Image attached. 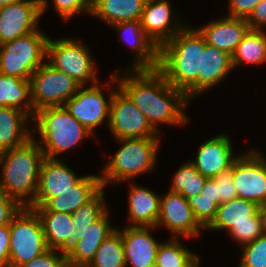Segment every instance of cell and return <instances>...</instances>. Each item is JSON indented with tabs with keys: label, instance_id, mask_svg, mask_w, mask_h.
Instances as JSON below:
<instances>
[{
	"label": "cell",
	"instance_id": "1",
	"mask_svg": "<svg viewBox=\"0 0 266 267\" xmlns=\"http://www.w3.org/2000/svg\"><path fill=\"white\" fill-rule=\"evenodd\" d=\"M111 80L119 83L117 87L129 97L157 132L159 123L185 125L189 121L183 110L189 99L183 91L171 86L157 69L130 68V71L125 70L122 78L118 72L112 74Z\"/></svg>",
	"mask_w": 266,
	"mask_h": 267
},
{
	"label": "cell",
	"instance_id": "2",
	"mask_svg": "<svg viewBox=\"0 0 266 267\" xmlns=\"http://www.w3.org/2000/svg\"><path fill=\"white\" fill-rule=\"evenodd\" d=\"M206 41L199 30L186 25L159 47L157 70L188 99L198 95V71Z\"/></svg>",
	"mask_w": 266,
	"mask_h": 267
},
{
	"label": "cell",
	"instance_id": "3",
	"mask_svg": "<svg viewBox=\"0 0 266 267\" xmlns=\"http://www.w3.org/2000/svg\"><path fill=\"white\" fill-rule=\"evenodd\" d=\"M44 158L38 142L33 137L22 146L0 153V164L3 166L0 190L21 207H30L37 195Z\"/></svg>",
	"mask_w": 266,
	"mask_h": 267
},
{
	"label": "cell",
	"instance_id": "4",
	"mask_svg": "<svg viewBox=\"0 0 266 267\" xmlns=\"http://www.w3.org/2000/svg\"><path fill=\"white\" fill-rule=\"evenodd\" d=\"M31 120L37 121L35 126L42 141L38 144L44 157L49 159H56L55 157L59 153L71 149L82 139L92 135L70 114L65 106H49L38 109Z\"/></svg>",
	"mask_w": 266,
	"mask_h": 267
},
{
	"label": "cell",
	"instance_id": "5",
	"mask_svg": "<svg viewBox=\"0 0 266 267\" xmlns=\"http://www.w3.org/2000/svg\"><path fill=\"white\" fill-rule=\"evenodd\" d=\"M117 140L123 144L103 168L104 174L100 176L103 188L110 182L128 181L144 172H150L155 165L160 138Z\"/></svg>",
	"mask_w": 266,
	"mask_h": 267
},
{
	"label": "cell",
	"instance_id": "6",
	"mask_svg": "<svg viewBox=\"0 0 266 267\" xmlns=\"http://www.w3.org/2000/svg\"><path fill=\"white\" fill-rule=\"evenodd\" d=\"M224 228L242 246L253 242L265 233L262 207L238 197L220 204L214 220L206 229Z\"/></svg>",
	"mask_w": 266,
	"mask_h": 267
},
{
	"label": "cell",
	"instance_id": "7",
	"mask_svg": "<svg viewBox=\"0 0 266 267\" xmlns=\"http://www.w3.org/2000/svg\"><path fill=\"white\" fill-rule=\"evenodd\" d=\"M49 37L39 29L0 45V73L30 80L47 58Z\"/></svg>",
	"mask_w": 266,
	"mask_h": 267
},
{
	"label": "cell",
	"instance_id": "8",
	"mask_svg": "<svg viewBox=\"0 0 266 267\" xmlns=\"http://www.w3.org/2000/svg\"><path fill=\"white\" fill-rule=\"evenodd\" d=\"M10 267H20L48 250L41 219L30 207H21L9 224Z\"/></svg>",
	"mask_w": 266,
	"mask_h": 267
},
{
	"label": "cell",
	"instance_id": "9",
	"mask_svg": "<svg viewBox=\"0 0 266 267\" xmlns=\"http://www.w3.org/2000/svg\"><path fill=\"white\" fill-rule=\"evenodd\" d=\"M82 42L69 38L48 39L47 62L56 70L72 77L80 86L91 80L96 84L98 79L91 54Z\"/></svg>",
	"mask_w": 266,
	"mask_h": 267
},
{
	"label": "cell",
	"instance_id": "10",
	"mask_svg": "<svg viewBox=\"0 0 266 267\" xmlns=\"http://www.w3.org/2000/svg\"><path fill=\"white\" fill-rule=\"evenodd\" d=\"M31 101L34 111L49 106H64L77 92L80 85L48 62L30 77Z\"/></svg>",
	"mask_w": 266,
	"mask_h": 267
},
{
	"label": "cell",
	"instance_id": "11",
	"mask_svg": "<svg viewBox=\"0 0 266 267\" xmlns=\"http://www.w3.org/2000/svg\"><path fill=\"white\" fill-rule=\"evenodd\" d=\"M233 181L238 198L266 205V158L252 151L233 161Z\"/></svg>",
	"mask_w": 266,
	"mask_h": 267
},
{
	"label": "cell",
	"instance_id": "12",
	"mask_svg": "<svg viewBox=\"0 0 266 267\" xmlns=\"http://www.w3.org/2000/svg\"><path fill=\"white\" fill-rule=\"evenodd\" d=\"M112 96L110 105L109 129L115 139L159 138L157 132L148 122L129 97L118 87Z\"/></svg>",
	"mask_w": 266,
	"mask_h": 267
},
{
	"label": "cell",
	"instance_id": "13",
	"mask_svg": "<svg viewBox=\"0 0 266 267\" xmlns=\"http://www.w3.org/2000/svg\"><path fill=\"white\" fill-rule=\"evenodd\" d=\"M47 0H20L0 7V45L37 31Z\"/></svg>",
	"mask_w": 266,
	"mask_h": 267
},
{
	"label": "cell",
	"instance_id": "14",
	"mask_svg": "<svg viewBox=\"0 0 266 267\" xmlns=\"http://www.w3.org/2000/svg\"><path fill=\"white\" fill-rule=\"evenodd\" d=\"M83 87L80 86L76 94L64 106L77 121L94 134V128L105 118L109 123L110 105L116 89L114 91L111 89L106 100L98 82L84 89Z\"/></svg>",
	"mask_w": 266,
	"mask_h": 267
},
{
	"label": "cell",
	"instance_id": "15",
	"mask_svg": "<svg viewBox=\"0 0 266 267\" xmlns=\"http://www.w3.org/2000/svg\"><path fill=\"white\" fill-rule=\"evenodd\" d=\"M160 225L163 227L165 225L174 234L173 238L199 236L201 229H204L196 220L188 200L182 194L171 191L161 196L160 215L156 228Z\"/></svg>",
	"mask_w": 266,
	"mask_h": 267
},
{
	"label": "cell",
	"instance_id": "16",
	"mask_svg": "<svg viewBox=\"0 0 266 267\" xmlns=\"http://www.w3.org/2000/svg\"><path fill=\"white\" fill-rule=\"evenodd\" d=\"M172 13L168 0H147L145 3L140 23L145 34L158 48L184 27L181 23L174 22L176 20Z\"/></svg>",
	"mask_w": 266,
	"mask_h": 267
},
{
	"label": "cell",
	"instance_id": "17",
	"mask_svg": "<svg viewBox=\"0 0 266 267\" xmlns=\"http://www.w3.org/2000/svg\"><path fill=\"white\" fill-rule=\"evenodd\" d=\"M152 226H126L121 232L126 267H155L161 243L150 234Z\"/></svg>",
	"mask_w": 266,
	"mask_h": 267
},
{
	"label": "cell",
	"instance_id": "18",
	"mask_svg": "<svg viewBox=\"0 0 266 267\" xmlns=\"http://www.w3.org/2000/svg\"><path fill=\"white\" fill-rule=\"evenodd\" d=\"M83 176H76L66 164L59 159L44 158L37 188L35 202L31 206H43L51 197L70 190Z\"/></svg>",
	"mask_w": 266,
	"mask_h": 267
},
{
	"label": "cell",
	"instance_id": "19",
	"mask_svg": "<svg viewBox=\"0 0 266 267\" xmlns=\"http://www.w3.org/2000/svg\"><path fill=\"white\" fill-rule=\"evenodd\" d=\"M227 135H217L200 145L196 159L191 161L196 170L206 178H213L231 168L234 156Z\"/></svg>",
	"mask_w": 266,
	"mask_h": 267
},
{
	"label": "cell",
	"instance_id": "20",
	"mask_svg": "<svg viewBox=\"0 0 266 267\" xmlns=\"http://www.w3.org/2000/svg\"><path fill=\"white\" fill-rule=\"evenodd\" d=\"M39 215L48 249H55L68 257L76 248L79 235L73 231L74 223L69 213L36 211Z\"/></svg>",
	"mask_w": 266,
	"mask_h": 267
},
{
	"label": "cell",
	"instance_id": "21",
	"mask_svg": "<svg viewBox=\"0 0 266 267\" xmlns=\"http://www.w3.org/2000/svg\"><path fill=\"white\" fill-rule=\"evenodd\" d=\"M103 188L98 175H86L70 190L51 197L43 206H30L35 211H53L72 214L90 201Z\"/></svg>",
	"mask_w": 266,
	"mask_h": 267
},
{
	"label": "cell",
	"instance_id": "22",
	"mask_svg": "<svg viewBox=\"0 0 266 267\" xmlns=\"http://www.w3.org/2000/svg\"><path fill=\"white\" fill-rule=\"evenodd\" d=\"M109 211L107 210L98 220L86 228H77L79 239L76 248L67 257L69 267H77L89 264L101 243L117 228L112 227L109 222Z\"/></svg>",
	"mask_w": 266,
	"mask_h": 267
},
{
	"label": "cell",
	"instance_id": "23",
	"mask_svg": "<svg viewBox=\"0 0 266 267\" xmlns=\"http://www.w3.org/2000/svg\"><path fill=\"white\" fill-rule=\"evenodd\" d=\"M197 29L207 44L232 56L249 26L246 19L227 16Z\"/></svg>",
	"mask_w": 266,
	"mask_h": 267
},
{
	"label": "cell",
	"instance_id": "24",
	"mask_svg": "<svg viewBox=\"0 0 266 267\" xmlns=\"http://www.w3.org/2000/svg\"><path fill=\"white\" fill-rule=\"evenodd\" d=\"M112 27L116 28L119 33H122L125 42L128 41L127 43L134 49L133 52L137 55L131 66L132 69H157L159 48L145 34L140 20L123 21L113 24Z\"/></svg>",
	"mask_w": 266,
	"mask_h": 267
},
{
	"label": "cell",
	"instance_id": "25",
	"mask_svg": "<svg viewBox=\"0 0 266 267\" xmlns=\"http://www.w3.org/2000/svg\"><path fill=\"white\" fill-rule=\"evenodd\" d=\"M231 70L232 56L206 43L204 51H201L198 95L220 83Z\"/></svg>",
	"mask_w": 266,
	"mask_h": 267
},
{
	"label": "cell",
	"instance_id": "26",
	"mask_svg": "<svg viewBox=\"0 0 266 267\" xmlns=\"http://www.w3.org/2000/svg\"><path fill=\"white\" fill-rule=\"evenodd\" d=\"M129 220L131 226H152L156 227L159 215L161 197L151 190L131 185L129 190Z\"/></svg>",
	"mask_w": 266,
	"mask_h": 267
},
{
	"label": "cell",
	"instance_id": "27",
	"mask_svg": "<svg viewBox=\"0 0 266 267\" xmlns=\"http://www.w3.org/2000/svg\"><path fill=\"white\" fill-rule=\"evenodd\" d=\"M28 115L13 107H0V153L17 148L31 139L36 131L24 128Z\"/></svg>",
	"mask_w": 266,
	"mask_h": 267
},
{
	"label": "cell",
	"instance_id": "28",
	"mask_svg": "<svg viewBox=\"0 0 266 267\" xmlns=\"http://www.w3.org/2000/svg\"><path fill=\"white\" fill-rule=\"evenodd\" d=\"M147 0H92L91 15L113 25L140 20Z\"/></svg>",
	"mask_w": 266,
	"mask_h": 267
},
{
	"label": "cell",
	"instance_id": "29",
	"mask_svg": "<svg viewBox=\"0 0 266 267\" xmlns=\"http://www.w3.org/2000/svg\"><path fill=\"white\" fill-rule=\"evenodd\" d=\"M0 107L19 109L33 119L35 111L31 101L30 81L0 73Z\"/></svg>",
	"mask_w": 266,
	"mask_h": 267
},
{
	"label": "cell",
	"instance_id": "30",
	"mask_svg": "<svg viewBox=\"0 0 266 267\" xmlns=\"http://www.w3.org/2000/svg\"><path fill=\"white\" fill-rule=\"evenodd\" d=\"M266 62V34L263 30L249 29L232 55V66L262 64Z\"/></svg>",
	"mask_w": 266,
	"mask_h": 267
},
{
	"label": "cell",
	"instance_id": "31",
	"mask_svg": "<svg viewBox=\"0 0 266 267\" xmlns=\"http://www.w3.org/2000/svg\"><path fill=\"white\" fill-rule=\"evenodd\" d=\"M89 264L93 267H126L122 235L119 229H116L101 243Z\"/></svg>",
	"mask_w": 266,
	"mask_h": 267
},
{
	"label": "cell",
	"instance_id": "32",
	"mask_svg": "<svg viewBox=\"0 0 266 267\" xmlns=\"http://www.w3.org/2000/svg\"><path fill=\"white\" fill-rule=\"evenodd\" d=\"M207 179L208 178L199 173L195 166L189 161L183 163L179 167L173 177V183L169 191L178 192L187 199L200 194Z\"/></svg>",
	"mask_w": 266,
	"mask_h": 267
},
{
	"label": "cell",
	"instance_id": "33",
	"mask_svg": "<svg viewBox=\"0 0 266 267\" xmlns=\"http://www.w3.org/2000/svg\"><path fill=\"white\" fill-rule=\"evenodd\" d=\"M195 253L186 249L178 238L161 242L155 259V267H182Z\"/></svg>",
	"mask_w": 266,
	"mask_h": 267
},
{
	"label": "cell",
	"instance_id": "34",
	"mask_svg": "<svg viewBox=\"0 0 266 267\" xmlns=\"http://www.w3.org/2000/svg\"><path fill=\"white\" fill-rule=\"evenodd\" d=\"M104 188H102L90 201L81 205L75 212L71 214L74 223L73 231L78 235L77 228H86L96 220H98L106 211V203H104Z\"/></svg>",
	"mask_w": 266,
	"mask_h": 267
},
{
	"label": "cell",
	"instance_id": "35",
	"mask_svg": "<svg viewBox=\"0 0 266 267\" xmlns=\"http://www.w3.org/2000/svg\"><path fill=\"white\" fill-rule=\"evenodd\" d=\"M242 248L239 267H266V232Z\"/></svg>",
	"mask_w": 266,
	"mask_h": 267
},
{
	"label": "cell",
	"instance_id": "36",
	"mask_svg": "<svg viewBox=\"0 0 266 267\" xmlns=\"http://www.w3.org/2000/svg\"><path fill=\"white\" fill-rule=\"evenodd\" d=\"M187 200L196 220L206 229L214 220L218 206L212 199L201 198L200 194L191 196Z\"/></svg>",
	"mask_w": 266,
	"mask_h": 267
},
{
	"label": "cell",
	"instance_id": "37",
	"mask_svg": "<svg viewBox=\"0 0 266 267\" xmlns=\"http://www.w3.org/2000/svg\"><path fill=\"white\" fill-rule=\"evenodd\" d=\"M217 184L219 205L238 197L233 181V162L231 168L212 178Z\"/></svg>",
	"mask_w": 266,
	"mask_h": 267
},
{
	"label": "cell",
	"instance_id": "38",
	"mask_svg": "<svg viewBox=\"0 0 266 267\" xmlns=\"http://www.w3.org/2000/svg\"><path fill=\"white\" fill-rule=\"evenodd\" d=\"M53 4L59 16L68 21L76 13L85 12L91 14L92 0H53Z\"/></svg>",
	"mask_w": 266,
	"mask_h": 267
},
{
	"label": "cell",
	"instance_id": "39",
	"mask_svg": "<svg viewBox=\"0 0 266 267\" xmlns=\"http://www.w3.org/2000/svg\"><path fill=\"white\" fill-rule=\"evenodd\" d=\"M55 249H48L40 256L31 259L20 267H69L67 257L56 253Z\"/></svg>",
	"mask_w": 266,
	"mask_h": 267
},
{
	"label": "cell",
	"instance_id": "40",
	"mask_svg": "<svg viewBox=\"0 0 266 267\" xmlns=\"http://www.w3.org/2000/svg\"><path fill=\"white\" fill-rule=\"evenodd\" d=\"M21 206L11 197L0 190V227L9 225L12 217Z\"/></svg>",
	"mask_w": 266,
	"mask_h": 267
},
{
	"label": "cell",
	"instance_id": "41",
	"mask_svg": "<svg viewBox=\"0 0 266 267\" xmlns=\"http://www.w3.org/2000/svg\"><path fill=\"white\" fill-rule=\"evenodd\" d=\"M261 0H229V17L247 19Z\"/></svg>",
	"mask_w": 266,
	"mask_h": 267
},
{
	"label": "cell",
	"instance_id": "42",
	"mask_svg": "<svg viewBox=\"0 0 266 267\" xmlns=\"http://www.w3.org/2000/svg\"><path fill=\"white\" fill-rule=\"evenodd\" d=\"M249 29L262 30L266 25V0H261L246 19Z\"/></svg>",
	"mask_w": 266,
	"mask_h": 267
},
{
	"label": "cell",
	"instance_id": "43",
	"mask_svg": "<svg viewBox=\"0 0 266 267\" xmlns=\"http://www.w3.org/2000/svg\"><path fill=\"white\" fill-rule=\"evenodd\" d=\"M9 244V225H5L0 227V267H10Z\"/></svg>",
	"mask_w": 266,
	"mask_h": 267
},
{
	"label": "cell",
	"instance_id": "44",
	"mask_svg": "<svg viewBox=\"0 0 266 267\" xmlns=\"http://www.w3.org/2000/svg\"><path fill=\"white\" fill-rule=\"evenodd\" d=\"M201 198L212 199V201L219 206V196H217V184L212 178H208L204 187L200 191Z\"/></svg>",
	"mask_w": 266,
	"mask_h": 267
},
{
	"label": "cell",
	"instance_id": "45",
	"mask_svg": "<svg viewBox=\"0 0 266 267\" xmlns=\"http://www.w3.org/2000/svg\"><path fill=\"white\" fill-rule=\"evenodd\" d=\"M199 256L194 254L182 267H199Z\"/></svg>",
	"mask_w": 266,
	"mask_h": 267
},
{
	"label": "cell",
	"instance_id": "46",
	"mask_svg": "<svg viewBox=\"0 0 266 267\" xmlns=\"http://www.w3.org/2000/svg\"><path fill=\"white\" fill-rule=\"evenodd\" d=\"M18 1L20 0H0V7L7 6Z\"/></svg>",
	"mask_w": 266,
	"mask_h": 267
},
{
	"label": "cell",
	"instance_id": "47",
	"mask_svg": "<svg viewBox=\"0 0 266 267\" xmlns=\"http://www.w3.org/2000/svg\"><path fill=\"white\" fill-rule=\"evenodd\" d=\"M262 213L264 216V226H265V232H266V205L262 207Z\"/></svg>",
	"mask_w": 266,
	"mask_h": 267
},
{
	"label": "cell",
	"instance_id": "48",
	"mask_svg": "<svg viewBox=\"0 0 266 267\" xmlns=\"http://www.w3.org/2000/svg\"><path fill=\"white\" fill-rule=\"evenodd\" d=\"M77 267H93V266H91L90 264H82V265H79Z\"/></svg>",
	"mask_w": 266,
	"mask_h": 267
}]
</instances>
